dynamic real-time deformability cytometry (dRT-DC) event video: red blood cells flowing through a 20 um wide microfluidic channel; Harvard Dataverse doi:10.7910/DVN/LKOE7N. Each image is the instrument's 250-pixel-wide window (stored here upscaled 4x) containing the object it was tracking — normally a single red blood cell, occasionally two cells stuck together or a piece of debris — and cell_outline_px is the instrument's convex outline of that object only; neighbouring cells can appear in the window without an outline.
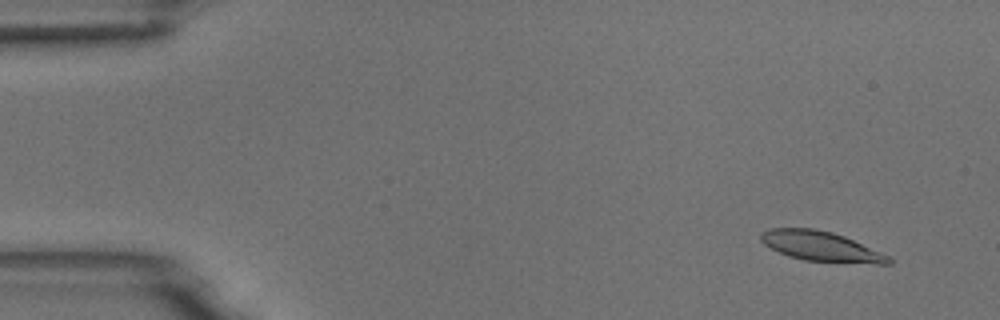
{"species": "common noctule bat (a hibernating species)", "species_latin": "Nyctalus noctula", "temperature_condition": "room temperature", "stored_images_in_passage": 7, "camera_frame_rate_fps": 3000, "um_per_image_px": 0.085, "animal": {"sex": "male", "body_mass_g": 18.8}, "frame": {"image": 1, "passage_image": 2, "time_ms": 0.333, "image_size_px": [1000, 320], "cell_outline_px": [[892, 264], [876, 264], [804, 260], [788, 256], [764, 244], [760, 240], [760, 232], [768, 228], [812, 228], [832, 232], [844, 236], [880, 252], [888, 256], [892, 260]], "centroid_in_image_um": [69.75, 20.93], "position_along_channel_um": 15.2, "area_um2": 22.08}}
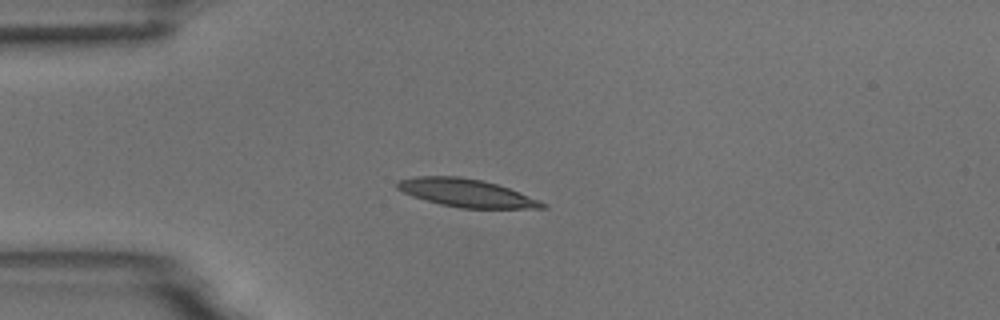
{"frame": {"image": 2, "passage_image": 5, "time_ms": 1.333, "image_size_px": [1000, 320], "cell_outline_px": [[548, 208], [460, 208], [440, 204], [412, 196], [396, 188], [396, 184], [400, 180], [416, 176], [460, 176], [480, 180], [496, 184], [508, 188], [540, 200], [548, 204]], "centroid_in_image_um": [39.65, 16.4], "position_along_channel_um": 45.4, "area_um2": 23.47}}